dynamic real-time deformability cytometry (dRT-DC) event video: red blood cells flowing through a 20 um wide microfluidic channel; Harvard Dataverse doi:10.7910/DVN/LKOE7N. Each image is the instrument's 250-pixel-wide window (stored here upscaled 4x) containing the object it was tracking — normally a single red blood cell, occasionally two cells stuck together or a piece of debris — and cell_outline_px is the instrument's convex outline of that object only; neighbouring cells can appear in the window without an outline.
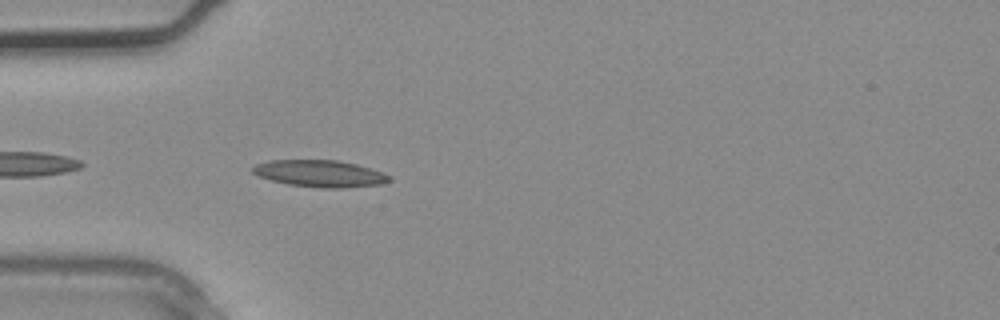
{"species": "common noctule bat (a hibernating species)", "species_latin": "Nyctalus noctula", "temperature_condition": "warm", "stored_images_in_passage": 2, "camera_frame_rate_fps": 3000, "um_per_image_px": 0.085, "animal": {"sex": "male", "body_mass_g": 20.4}, "frame": {"image": 1, "passage_image": 2, "time_ms": 0.333, "image_size_px": [1000, 320], "cell_outline_px": [[392, 180], [380, 184], [344, 188], [320, 188], [288, 184], [272, 180], [260, 176], [252, 172], [252, 168], [256, 164], [268, 160], [336, 160], [356, 164], [384, 172], [392, 176]], "centroid_in_image_um": [27.23, 14.75], "position_along_channel_um": 57.8, "area_um2": 21.39}}